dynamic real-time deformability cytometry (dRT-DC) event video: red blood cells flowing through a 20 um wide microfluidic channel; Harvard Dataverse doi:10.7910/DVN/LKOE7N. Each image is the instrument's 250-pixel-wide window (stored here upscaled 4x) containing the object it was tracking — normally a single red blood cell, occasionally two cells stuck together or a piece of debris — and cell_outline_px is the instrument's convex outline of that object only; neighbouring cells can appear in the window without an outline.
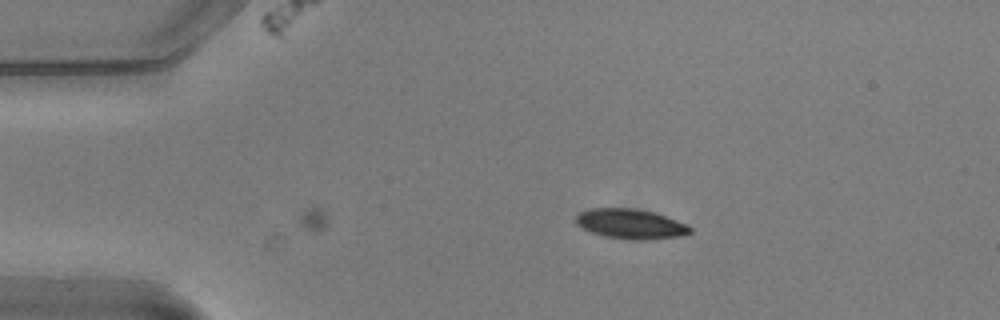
{"species": "common noctule bat (a hibernating species)", "species_latin": "Nyctalus noctula", "temperature_condition": "warm", "stored_images_in_passage": 10, "camera_frame_rate_fps": 3000, "um_per_image_px": 0.085, "animal": {"sex": "male", "body_mass_g": 20.5, "forearm_length_mm": 52.5}, "frame": {"image": 1, "passage_image": 10, "time_ms": 3.0, "image_size_px": [1000, 320], "cell_outline_px": [[692, 232], [684, 236], [648, 240], [628, 240], [604, 236], [580, 228], [576, 224], [576, 216], [580, 212], [588, 208], [636, 208], [652, 212], [688, 224], [692, 228]], "centroid_in_image_um": [53.61, 19.04], "position_along_channel_um": 31.4, "area_um2": 20.17}}